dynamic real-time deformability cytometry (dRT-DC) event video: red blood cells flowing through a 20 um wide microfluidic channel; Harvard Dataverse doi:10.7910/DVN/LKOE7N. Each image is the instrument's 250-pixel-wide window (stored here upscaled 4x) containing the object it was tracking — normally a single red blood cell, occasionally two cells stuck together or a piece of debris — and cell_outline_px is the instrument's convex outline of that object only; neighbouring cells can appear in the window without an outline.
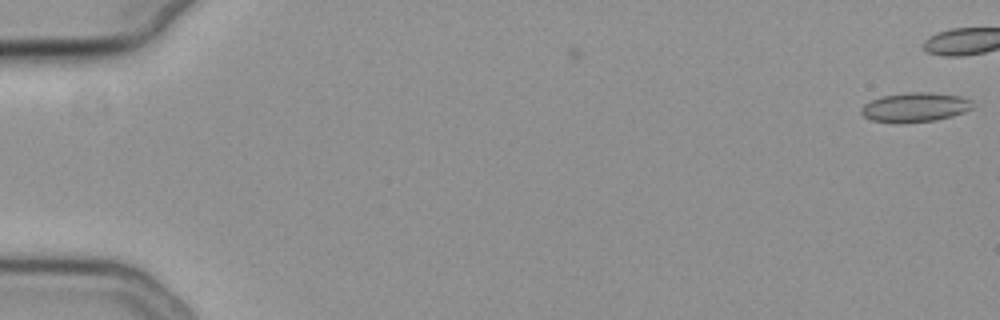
{"species": "common noctule bat (a hibernating species)", "species_latin": "Nyctalus noctula", "temperature_condition": "cold", "stored_images_in_passage": 8, "camera_frame_rate_fps": 3000, "um_per_image_px": 0.085, "animal": {"sex": "female", "body_mass_g": 19.3, "forearm_length_mm": 54.1}, "frame": {"image": 1, "passage_image": 1, "time_ms": 0.0, "image_size_px": [1000, 320], "cell_outline_px": [[972, 108], [964, 112], [952, 116], [932, 120], [872, 120], [864, 116], [860, 112], [860, 108], [864, 104], [880, 96], [912, 92], [928, 92], [960, 96], [972, 100]], "centroid_in_image_um": [77.8, 9.06], "position_along_channel_um": 7.2, "area_um2": 18.21}}